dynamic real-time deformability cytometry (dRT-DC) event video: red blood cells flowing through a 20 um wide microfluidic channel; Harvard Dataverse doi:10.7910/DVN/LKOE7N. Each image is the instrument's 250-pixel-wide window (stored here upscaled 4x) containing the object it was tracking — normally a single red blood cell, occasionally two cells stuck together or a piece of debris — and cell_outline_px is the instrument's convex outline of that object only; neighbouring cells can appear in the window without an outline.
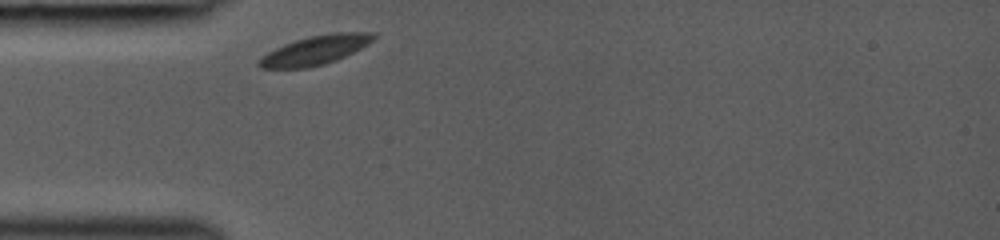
{"species": "common noctule bat (a hibernating species)", "species_latin": "Nyctalus noctula", "temperature_condition": "room temperature", "stored_images_in_passage": 27, "camera_frame_rate_fps": 3000, "um_per_image_px": 0.085, "animal": {"sex": "female", "body_mass_g": 19.0, "forearm_length_mm": 53.3}, "frame": {"image": 1, "passage_image": 1, "time_ms": 0.0, "image_size_px": [1000, 240], "cell_outline_px": [[376, 36], [368, 44], [336, 60], [324, 64], [308, 68], [260, 68], [256, 64], [268, 52], [284, 44], [308, 36], [336, 32], [372, 32]], "centroid_in_image_um": [26.8, 4.26], "position_along_channel_um": 58.2, "area_um2": 19.13}}
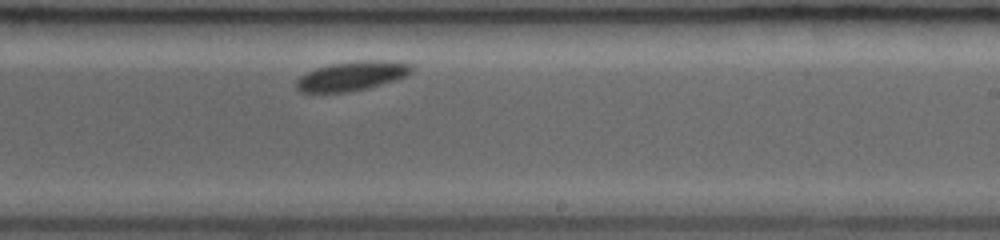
{"frame": {"image": 2, "passage_image": 16, "time_ms": 5.0, "image_size_px": [1000, 240], "cell_outline_px": [[412, 72], [404, 76], [368, 88], [348, 92], [300, 92], [296, 88], [296, 80], [304, 72], [328, 64], [360, 60], [376, 60], [412, 64]], "centroid_in_image_um": [29.83, 6.45], "position_along_channel_um": 259.2, "area_um2": 19.54}}
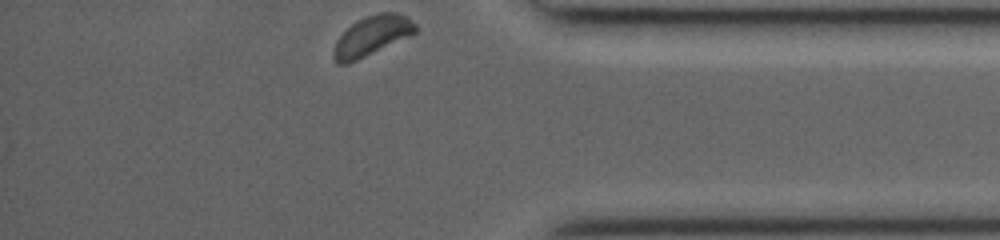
{"frame": {"image": 3, "passage_image": 27, "time_ms": 8.667, "image_size_px": [1000, 240], "cell_outline_px": [[416, 32], [408, 36], [348, 64], [336, 64], [332, 56], [332, 52], [336, 40], [356, 20], [364, 16], [380, 12], [396, 12], [404, 16], [416, 24]], "centroid_in_image_um": [31.55, 3.04], "position_along_channel_um": 403.6, "area_um2": 18.67}}